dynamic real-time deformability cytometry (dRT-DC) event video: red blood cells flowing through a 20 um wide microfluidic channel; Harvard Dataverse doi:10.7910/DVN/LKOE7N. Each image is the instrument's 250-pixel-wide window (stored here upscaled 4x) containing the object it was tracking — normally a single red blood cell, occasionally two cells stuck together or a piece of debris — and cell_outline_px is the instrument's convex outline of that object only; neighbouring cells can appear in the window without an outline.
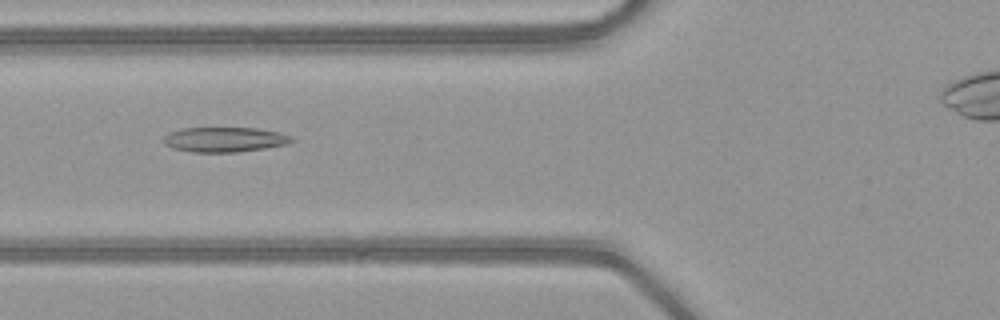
{"species": "common noctule bat (a hibernating species)", "species_latin": "Nyctalus noctula", "temperature_condition": "warm", "stored_images_in_passage": 47, "camera_frame_rate_fps": 3000, "um_per_image_px": 0.085, "animal": {"sex": "female", "body_mass_g": 21.9}, "frame": {"image": 1, "passage_image": 21, "time_ms": 6.667, "image_size_px": [1000, 320], "cell_outline_px": [[296, 140], [288, 144], [264, 148], [236, 152], [192, 152], [172, 148], [164, 144], [160, 140], [168, 132], [184, 128], [256, 128], [280, 132], [292, 136]], "centroid_in_image_um": [19.08, 11.86], "position_along_channel_um": 106.7, "area_um2": 18.79}}
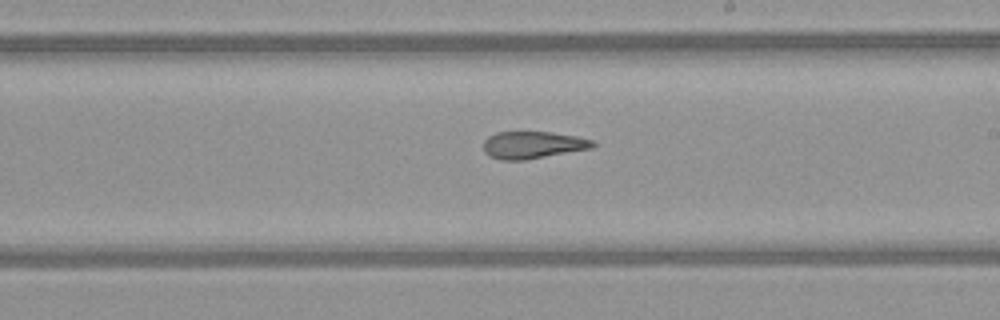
{"frame": {"image": 2, "passage_image": 31, "time_ms": 10.0, "image_size_px": [1000, 320], "cell_outline_px": [[596, 144], [592, 148], [524, 160], [500, 160], [488, 156], [484, 152], [484, 140], [488, 136], [496, 132], [552, 132], [576, 136], [592, 140]], "centroid_in_image_um": [45.25, 12.32], "position_along_channel_um": 243.7, "area_um2": 17.34}}
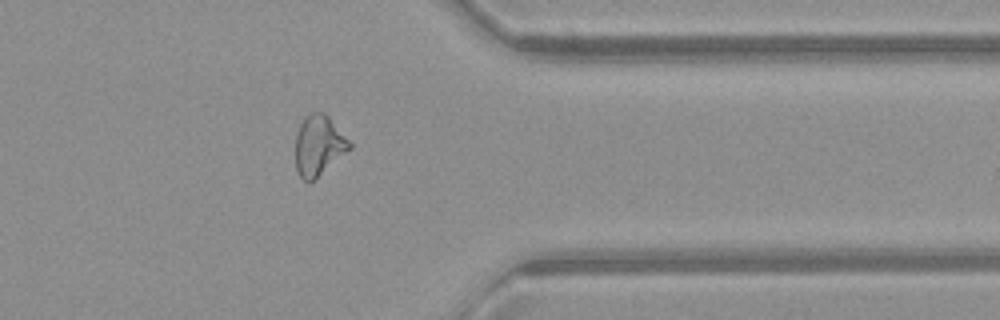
{"frame": {"image": 3, "passage_image": 42, "time_ms": 13.667, "image_size_px": [1000, 320], "cell_outline_px": [[352, 148], [316, 180], [308, 184], [300, 176], [296, 168], [296, 132], [304, 116], [308, 112], [324, 112], [328, 116], [352, 144]], "centroid_in_image_um": [27.09, 12.39], "position_along_channel_um": 384.3, "area_um2": 19.31}}